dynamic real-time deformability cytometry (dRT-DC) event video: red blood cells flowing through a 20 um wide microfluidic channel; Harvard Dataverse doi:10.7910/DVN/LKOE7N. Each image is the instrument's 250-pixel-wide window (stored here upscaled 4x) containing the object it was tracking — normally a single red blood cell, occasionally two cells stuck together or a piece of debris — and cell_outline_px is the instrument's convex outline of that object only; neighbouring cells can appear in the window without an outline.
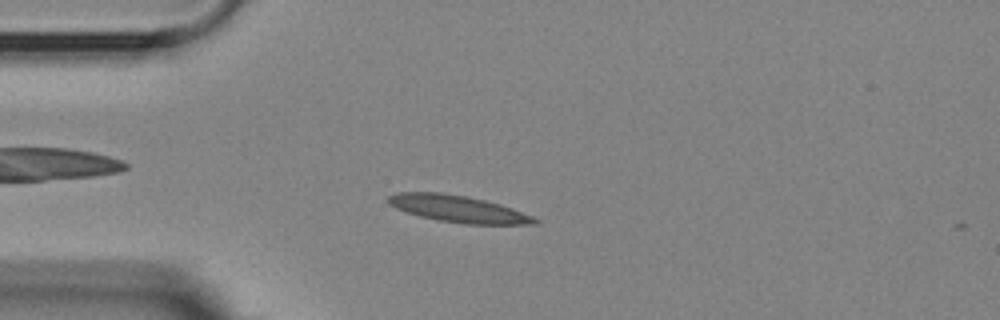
{"species": "Egyptian fruit bat (a non-hibernating species)", "species_latin": "Rousettus aegyptiacus", "temperature_condition": "room temperature", "stored_images_in_passage": 33, "segment_of_instrument_passage": [1, 2], "camera_frame_rate_fps": 3000, "um_per_image_px": 0.085, "animal": {"sex": "female"}, "frame": {"image": 1, "passage_image": 13, "time_ms": 4.0, "image_size_px": [1000, 320], "cell_outline_px": [[540, 220], [536, 224], [464, 224], [440, 220], [420, 216], [396, 208], [388, 204], [384, 200], [388, 196], [396, 192], [440, 192], [464, 196], [484, 200], [500, 204], [512, 208], [532, 216]], "centroid_in_image_um": [38.9, 17.74], "position_along_channel_um": 46.1, "area_um2": 22.77}}
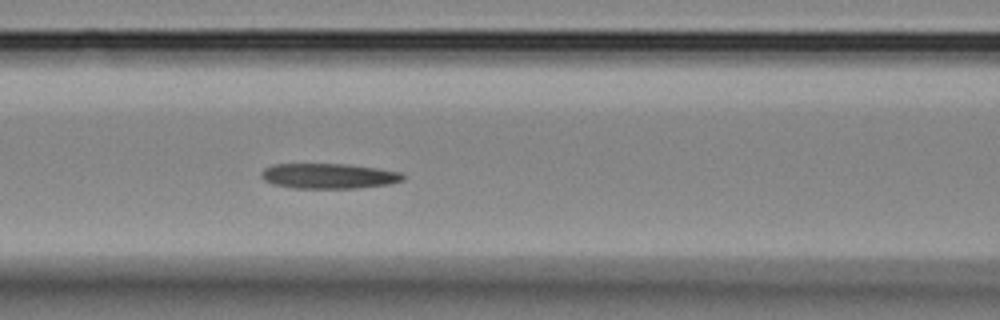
{"frame": {"image": 2, "passage_image": 22, "time_ms": 7.0, "image_size_px": [1000, 320], "cell_outline_px": [[404, 180], [388, 184], [356, 188], [292, 188], [272, 184], [264, 180], [260, 176], [260, 172], [264, 168], [272, 164], [348, 164], [376, 168], [400, 172], [404, 176]], "centroid_in_image_um": [27.89, 14.96], "position_along_channel_um": 138.7, "area_um2": 20.87}}
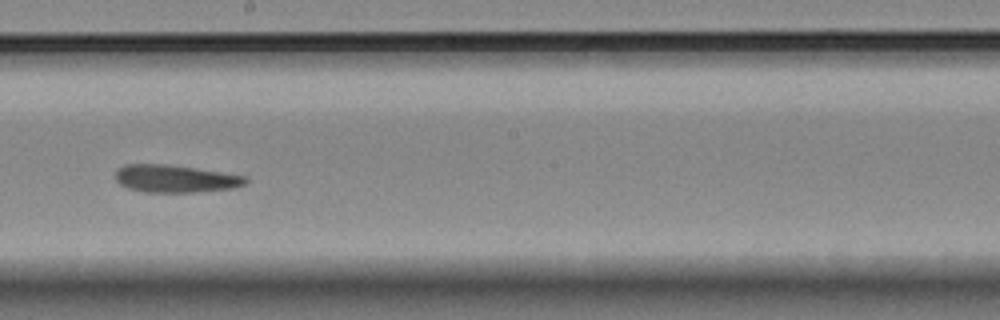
{"frame": {"image": 3, "passage_image": 30, "time_ms": 9.667, "image_size_px": [1000, 320], "cell_outline_px": [[248, 180], [244, 184], [232, 188], [192, 192], [144, 192], [128, 188], [120, 184], [116, 180], [116, 168], [124, 164], [164, 164], [248, 176]], "centroid_in_image_um": [14.85, 15.18], "position_along_channel_um": 233.3, "area_um2": 20.69}}